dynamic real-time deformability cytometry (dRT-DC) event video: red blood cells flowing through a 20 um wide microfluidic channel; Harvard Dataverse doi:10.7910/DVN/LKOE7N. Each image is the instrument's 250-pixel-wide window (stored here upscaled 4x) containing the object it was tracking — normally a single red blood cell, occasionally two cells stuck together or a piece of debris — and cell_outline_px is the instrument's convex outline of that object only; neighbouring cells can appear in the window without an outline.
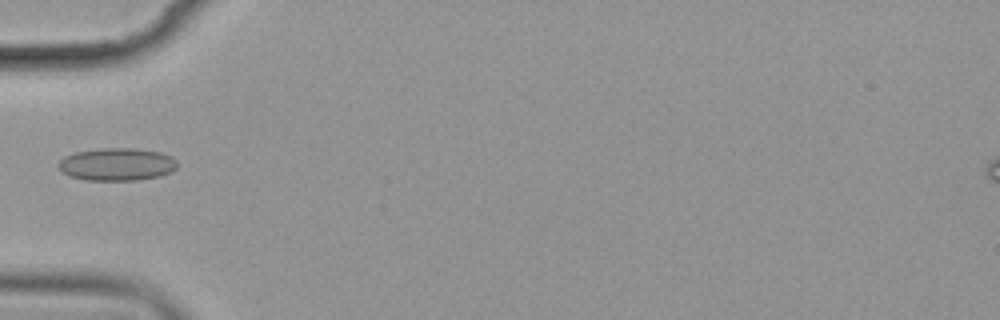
{"species": "common noctule bat (a hibernating species)", "species_latin": "Nyctalus noctula", "temperature_condition": "cold", "stored_images_in_passage": 4, "camera_frame_rate_fps": 3000, "um_per_image_px": 0.085, "animal": {"sex": "female", "body_mass_g": 19.9}, "frame": {"image": 1, "passage_image": 2, "time_ms": 1.333, "image_size_px": [1000, 320], "cell_outline_px": [[176, 168], [172, 172], [160, 176], [136, 180], [88, 180], [68, 176], [60, 172], [56, 164], [64, 156], [76, 152], [104, 148], [132, 148], [160, 152], [172, 156], [176, 160]], "centroid_in_image_um": [9.91, 13.97], "position_along_channel_um": 75.1, "area_um2": 22.77}}
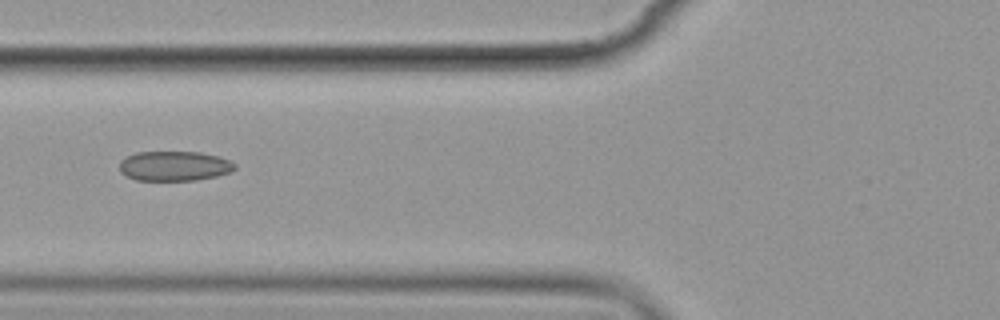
{"frame": {"image": 2, "passage_image": 3, "time_ms": 2.333, "image_size_px": [1000, 320], "cell_outline_px": [[236, 168], [232, 172], [216, 176], [196, 180], [136, 180], [120, 172], [120, 160], [124, 156], [136, 152], [200, 152], [216, 156], [228, 160], [236, 164]], "centroid_in_image_um": [14.8, 14.1], "position_along_channel_um": 111.0, "area_um2": 20.06}}
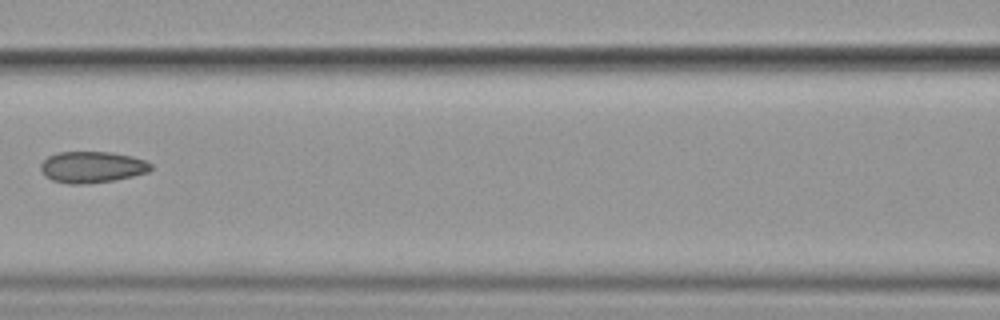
{"frame": {"image": 3, "passage_image": 4, "time_ms": 3.667, "image_size_px": [1000, 320], "cell_outline_px": [[152, 168], [148, 172], [116, 180], [80, 184], [68, 184], [52, 180], [44, 176], [40, 168], [40, 164], [48, 156], [60, 152], [112, 152], [132, 156], [144, 160], [152, 164]], "centroid_in_image_um": [7.81, 14.2], "position_along_channel_um": 158.8, "area_um2": 20.17}}